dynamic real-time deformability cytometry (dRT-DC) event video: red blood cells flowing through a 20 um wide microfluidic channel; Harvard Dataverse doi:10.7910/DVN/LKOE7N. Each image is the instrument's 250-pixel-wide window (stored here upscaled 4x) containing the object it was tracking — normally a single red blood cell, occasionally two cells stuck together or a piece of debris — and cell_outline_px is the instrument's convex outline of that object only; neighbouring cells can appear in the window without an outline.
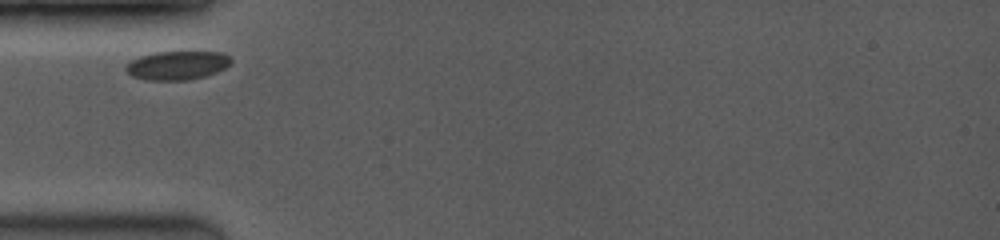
{"species": "common noctule bat (a hibernating species)", "species_latin": "Nyctalus noctula", "temperature_condition": "room temperature", "stored_images_in_passage": 21, "camera_frame_rate_fps": 3500, "um_per_image_px": 0.085, "animal": {"sex": "female", "body_mass_g": 19.0, "forearm_length_mm": 53.3}, "frame": {"image": 1, "passage_image": 1, "time_ms": 0.0, "image_size_px": [1000, 240], "cell_outline_px": [[232, 64], [216, 72], [204, 76], [188, 80], [148, 80], [132, 76], [124, 68], [132, 60], [140, 56], [156, 52], [220, 52], [228, 56], [232, 60]], "centroid_in_image_um": [15.08, 5.55], "position_along_channel_um": 69.9, "area_um2": 17.46}}
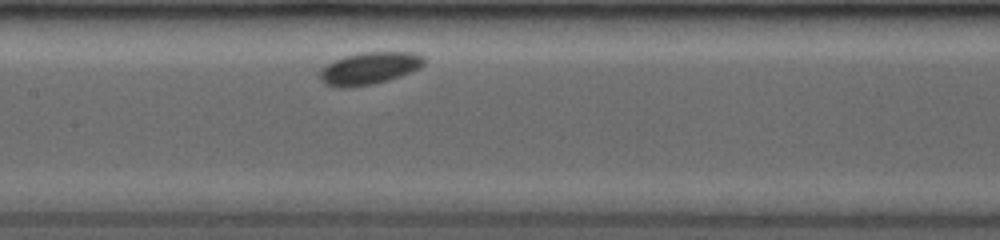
{"frame": {"image": 2, "passage_image": 7, "time_ms": 2.857, "image_size_px": [1000, 240], "cell_outline_px": [[424, 64], [420, 68], [400, 76], [388, 80], [372, 84], [344, 88], [336, 88], [324, 84], [320, 80], [320, 72], [332, 60], [344, 56], [360, 52], [412, 52], [424, 56]], "centroid_in_image_um": [31.38, 5.8], "position_along_channel_um": 176.0, "area_um2": 19.65}}
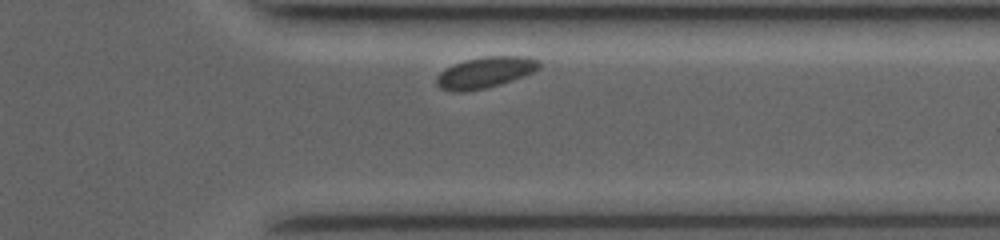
{"frame": {"image": 3, "passage_image": 19, "time_ms": 8.0, "image_size_px": [1000, 240], "cell_outline_px": [[540, 68], [524, 76], [500, 84], [484, 88], [464, 92], [452, 92], [440, 88], [436, 84], [436, 76], [444, 68], [452, 64], [464, 60], [484, 56], [528, 56], [540, 60]], "centroid_in_image_um": [41.21, 6.15], "position_along_channel_um": 370.2, "area_um2": 18.84}}